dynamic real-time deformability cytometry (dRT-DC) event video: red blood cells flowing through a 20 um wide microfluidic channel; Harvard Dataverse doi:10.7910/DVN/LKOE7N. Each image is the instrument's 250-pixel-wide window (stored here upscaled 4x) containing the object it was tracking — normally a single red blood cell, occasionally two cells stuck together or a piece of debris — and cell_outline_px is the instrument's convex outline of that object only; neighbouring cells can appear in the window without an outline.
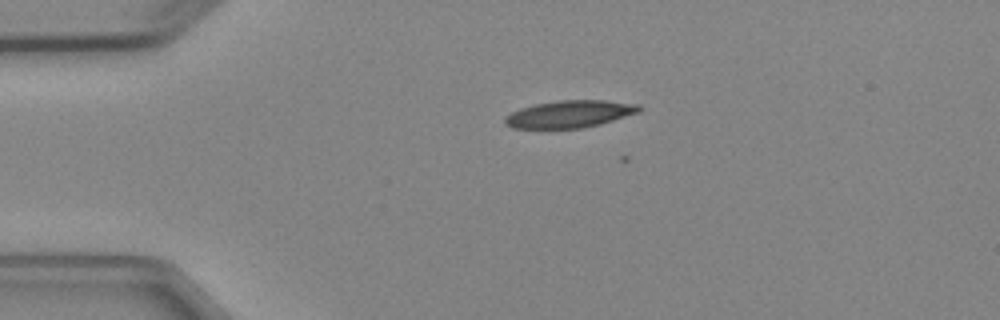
{"species": "Egyptian fruit bat (a non-hibernating species)", "species_latin": "Rousettus aegyptiacus", "temperature_condition": "cold", "stored_images_in_passage": 4, "camera_frame_rate_fps": 3000, "um_per_image_px": 0.085, "animal": {"sex": "female"}, "frame": {"image": 1, "passage_image": 3, "time_ms": 2.333, "image_size_px": [1000, 320], "cell_outline_px": [[644, 108], [640, 112], [600, 124], [584, 128], [512, 128], [504, 124], [504, 116], [520, 108], [536, 104], [556, 100], [604, 100], [640, 104]], "centroid_in_image_um": [48.44, 9.69], "position_along_channel_um": 36.6, "area_um2": 21.5}}